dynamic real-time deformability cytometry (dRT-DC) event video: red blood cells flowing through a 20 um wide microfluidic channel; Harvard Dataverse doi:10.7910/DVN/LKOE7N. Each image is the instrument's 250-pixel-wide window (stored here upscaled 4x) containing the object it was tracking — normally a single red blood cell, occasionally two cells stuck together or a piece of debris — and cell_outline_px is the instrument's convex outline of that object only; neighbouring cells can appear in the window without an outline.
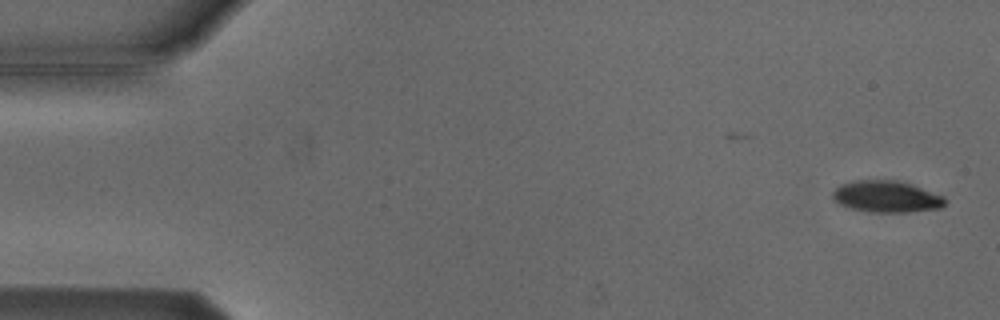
{"species": "Egyptian fruit bat (a non-hibernating species)", "species_latin": "Rousettus aegyptiacus", "temperature_condition": "cold", "stored_images_in_passage": 2, "camera_frame_rate_fps": 3000, "um_per_image_px": 0.085, "animal": {"sex": "male"}, "frame": {"image": 1, "passage_image": 2, "time_ms": 1.0, "image_size_px": [1000, 320], "cell_outline_px": [[948, 200], [940, 208], [908, 212], [868, 212], [852, 208], [840, 204], [832, 200], [832, 192], [840, 184], [856, 180], [896, 180], [944, 196]], "centroid_in_image_um": [75.32, 16.72], "position_along_channel_um": 9.7, "area_um2": 20.58}}